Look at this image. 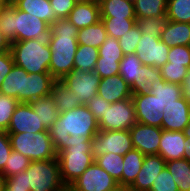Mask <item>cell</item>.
<instances>
[{"label": "cell", "mask_w": 190, "mask_h": 191, "mask_svg": "<svg viewBox=\"0 0 190 191\" xmlns=\"http://www.w3.org/2000/svg\"><path fill=\"white\" fill-rule=\"evenodd\" d=\"M50 33V25L15 6L14 18V42L47 39Z\"/></svg>", "instance_id": "obj_11"}, {"label": "cell", "mask_w": 190, "mask_h": 191, "mask_svg": "<svg viewBox=\"0 0 190 191\" xmlns=\"http://www.w3.org/2000/svg\"><path fill=\"white\" fill-rule=\"evenodd\" d=\"M110 191H133L130 187H126V186H118Z\"/></svg>", "instance_id": "obj_58"}, {"label": "cell", "mask_w": 190, "mask_h": 191, "mask_svg": "<svg viewBox=\"0 0 190 191\" xmlns=\"http://www.w3.org/2000/svg\"><path fill=\"white\" fill-rule=\"evenodd\" d=\"M13 66L14 61L10 50L0 54V88Z\"/></svg>", "instance_id": "obj_53"}, {"label": "cell", "mask_w": 190, "mask_h": 191, "mask_svg": "<svg viewBox=\"0 0 190 191\" xmlns=\"http://www.w3.org/2000/svg\"><path fill=\"white\" fill-rule=\"evenodd\" d=\"M160 40L167 46H190V24L168 20Z\"/></svg>", "instance_id": "obj_23"}, {"label": "cell", "mask_w": 190, "mask_h": 191, "mask_svg": "<svg viewBox=\"0 0 190 191\" xmlns=\"http://www.w3.org/2000/svg\"><path fill=\"white\" fill-rule=\"evenodd\" d=\"M143 66L136 54H126L120 61L119 74L131 86L137 80L139 69Z\"/></svg>", "instance_id": "obj_36"}, {"label": "cell", "mask_w": 190, "mask_h": 191, "mask_svg": "<svg viewBox=\"0 0 190 191\" xmlns=\"http://www.w3.org/2000/svg\"><path fill=\"white\" fill-rule=\"evenodd\" d=\"M10 3V0H0V11Z\"/></svg>", "instance_id": "obj_60"}, {"label": "cell", "mask_w": 190, "mask_h": 191, "mask_svg": "<svg viewBox=\"0 0 190 191\" xmlns=\"http://www.w3.org/2000/svg\"><path fill=\"white\" fill-rule=\"evenodd\" d=\"M144 156L137 149H132L123 156L122 177L118 181L120 186L129 187L135 181L136 176L142 168Z\"/></svg>", "instance_id": "obj_26"}, {"label": "cell", "mask_w": 190, "mask_h": 191, "mask_svg": "<svg viewBox=\"0 0 190 191\" xmlns=\"http://www.w3.org/2000/svg\"><path fill=\"white\" fill-rule=\"evenodd\" d=\"M76 3L85 2L86 0H73Z\"/></svg>", "instance_id": "obj_63"}, {"label": "cell", "mask_w": 190, "mask_h": 191, "mask_svg": "<svg viewBox=\"0 0 190 191\" xmlns=\"http://www.w3.org/2000/svg\"><path fill=\"white\" fill-rule=\"evenodd\" d=\"M60 81L74 93L82 105H86L97 95L101 78L94 71L83 72L73 69Z\"/></svg>", "instance_id": "obj_9"}, {"label": "cell", "mask_w": 190, "mask_h": 191, "mask_svg": "<svg viewBox=\"0 0 190 191\" xmlns=\"http://www.w3.org/2000/svg\"><path fill=\"white\" fill-rule=\"evenodd\" d=\"M150 94L157 98L161 111L165 106L175 103V100L184 96L182 85L166 82L165 80H154Z\"/></svg>", "instance_id": "obj_24"}, {"label": "cell", "mask_w": 190, "mask_h": 191, "mask_svg": "<svg viewBox=\"0 0 190 191\" xmlns=\"http://www.w3.org/2000/svg\"><path fill=\"white\" fill-rule=\"evenodd\" d=\"M11 47V42L5 37V35L0 30V54L9 51Z\"/></svg>", "instance_id": "obj_54"}, {"label": "cell", "mask_w": 190, "mask_h": 191, "mask_svg": "<svg viewBox=\"0 0 190 191\" xmlns=\"http://www.w3.org/2000/svg\"><path fill=\"white\" fill-rule=\"evenodd\" d=\"M48 131L30 103L19 102L11 117L7 133Z\"/></svg>", "instance_id": "obj_13"}, {"label": "cell", "mask_w": 190, "mask_h": 191, "mask_svg": "<svg viewBox=\"0 0 190 191\" xmlns=\"http://www.w3.org/2000/svg\"><path fill=\"white\" fill-rule=\"evenodd\" d=\"M142 34L137 24H135L129 32L118 39L123 54H134L138 42L141 40Z\"/></svg>", "instance_id": "obj_45"}, {"label": "cell", "mask_w": 190, "mask_h": 191, "mask_svg": "<svg viewBox=\"0 0 190 191\" xmlns=\"http://www.w3.org/2000/svg\"><path fill=\"white\" fill-rule=\"evenodd\" d=\"M98 58V48L93 46L89 47L87 45H78L74 58V69L83 72L94 71Z\"/></svg>", "instance_id": "obj_34"}, {"label": "cell", "mask_w": 190, "mask_h": 191, "mask_svg": "<svg viewBox=\"0 0 190 191\" xmlns=\"http://www.w3.org/2000/svg\"><path fill=\"white\" fill-rule=\"evenodd\" d=\"M60 176L68 188L95 160L91 153V142L73 145L57 154Z\"/></svg>", "instance_id": "obj_5"}, {"label": "cell", "mask_w": 190, "mask_h": 191, "mask_svg": "<svg viewBox=\"0 0 190 191\" xmlns=\"http://www.w3.org/2000/svg\"><path fill=\"white\" fill-rule=\"evenodd\" d=\"M188 68L183 65L171 64L167 62L160 68L161 75L166 82L183 85L188 74Z\"/></svg>", "instance_id": "obj_43"}, {"label": "cell", "mask_w": 190, "mask_h": 191, "mask_svg": "<svg viewBox=\"0 0 190 191\" xmlns=\"http://www.w3.org/2000/svg\"><path fill=\"white\" fill-rule=\"evenodd\" d=\"M0 191H30V189L5 188V187L2 185Z\"/></svg>", "instance_id": "obj_57"}, {"label": "cell", "mask_w": 190, "mask_h": 191, "mask_svg": "<svg viewBox=\"0 0 190 191\" xmlns=\"http://www.w3.org/2000/svg\"><path fill=\"white\" fill-rule=\"evenodd\" d=\"M10 51L14 64L27 73H49L52 51L47 39L11 42Z\"/></svg>", "instance_id": "obj_3"}, {"label": "cell", "mask_w": 190, "mask_h": 191, "mask_svg": "<svg viewBox=\"0 0 190 191\" xmlns=\"http://www.w3.org/2000/svg\"><path fill=\"white\" fill-rule=\"evenodd\" d=\"M132 149L134 147L129 130H99L91 140V153L94 160L110 152L124 156Z\"/></svg>", "instance_id": "obj_7"}, {"label": "cell", "mask_w": 190, "mask_h": 191, "mask_svg": "<svg viewBox=\"0 0 190 191\" xmlns=\"http://www.w3.org/2000/svg\"><path fill=\"white\" fill-rule=\"evenodd\" d=\"M12 150L20 152L31 161H43L57 158L49 131L37 133H8Z\"/></svg>", "instance_id": "obj_4"}, {"label": "cell", "mask_w": 190, "mask_h": 191, "mask_svg": "<svg viewBox=\"0 0 190 191\" xmlns=\"http://www.w3.org/2000/svg\"><path fill=\"white\" fill-rule=\"evenodd\" d=\"M182 132H183L184 136L190 140V121Z\"/></svg>", "instance_id": "obj_59"}, {"label": "cell", "mask_w": 190, "mask_h": 191, "mask_svg": "<svg viewBox=\"0 0 190 191\" xmlns=\"http://www.w3.org/2000/svg\"><path fill=\"white\" fill-rule=\"evenodd\" d=\"M99 57L109 60H122L124 57L123 51L119 45L118 39L112 36H107L105 42L99 47Z\"/></svg>", "instance_id": "obj_44"}, {"label": "cell", "mask_w": 190, "mask_h": 191, "mask_svg": "<svg viewBox=\"0 0 190 191\" xmlns=\"http://www.w3.org/2000/svg\"><path fill=\"white\" fill-rule=\"evenodd\" d=\"M18 100L0 93V131H7Z\"/></svg>", "instance_id": "obj_42"}, {"label": "cell", "mask_w": 190, "mask_h": 191, "mask_svg": "<svg viewBox=\"0 0 190 191\" xmlns=\"http://www.w3.org/2000/svg\"><path fill=\"white\" fill-rule=\"evenodd\" d=\"M24 75H28V73L23 68L14 64L2 82L0 93L13 97L18 102H23Z\"/></svg>", "instance_id": "obj_25"}, {"label": "cell", "mask_w": 190, "mask_h": 191, "mask_svg": "<svg viewBox=\"0 0 190 191\" xmlns=\"http://www.w3.org/2000/svg\"><path fill=\"white\" fill-rule=\"evenodd\" d=\"M19 10L51 25L58 18L56 17L49 0H12Z\"/></svg>", "instance_id": "obj_22"}, {"label": "cell", "mask_w": 190, "mask_h": 191, "mask_svg": "<svg viewBox=\"0 0 190 191\" xmlns=\"http://www.w3.org/2000/svg\"><path fill=\"white\" fill-rule=\"evenodd\" d=\"M108 34L105 30V25L102 20L96 24L90 25L86 28L78 29L77 42L78 45L99 47L105 42Z\"/></svg>", "instance_id": "obj_31"}, {"label": "cell", "mask_w": 190, "mask_h": 191, "mask_svg": "<svg viewBox=\"0 0 190 191\" xmlns=\"http://www.w3.org/2000/svg\"><path fill=\"white\" fill-rule=\"evenodd\" d=\"M166 15L170 21L190 24V0H167Z\"/></svg>", "instance_id": "obj_38"}, {"label": "cell", "mask_w": 190, "mask_h": 191, "mask_svg": "<svg viewBox=\"0 0 190 191\" xmlns=\"http://www.w3.org/2000/svg\"><path fill=\"white\" fill-rule=\"evenodd\" d=\"M67 19L77 29L86 28L90 25L96 24L101 20L100 5L89 1L76 3Z\"/></svg>", "instance_id": "obj_21"}, {"label": "cell", "mask_w": 190, "mask_h": 191, "mask_svg": "<svg viewBox=\"0 0 190 191\" xmlns=\"http://www.w3.org/2000/svg\"><path fill=\"white\" fill-rule=\"evenodd\" d=\"M86 1H89V2H95V3L100 4V2H101L102 0H86Z\"/></svg>", "instance_id": "obj_61"}, {"label": "cell", "mask_w": 190, "mask_h": 191, "mask_svg": "<svg viewBox=\"0 0 190 191\" xmlns=\"http://www.w3.org/2000/svg\"><path fill=\"white\" fill-rule=\"evenodd\" d=\"M97 95L110 103H114L131 98L133 94L131 87L120 74H117L101 79Z\"/></svg>", "instance_id": "obj_19"}, {"label": "cell", "mask_w": 190, "mask_h": 191, "mask_svg": "<svg viewBox=\"0 0 190 191\" xmlns=\"http://www.w3.org/2000/svg\"><path fill=\"white\" fill-rule=\"evenodd\" d=\"M78 29L67 18H58L50 25L47 41L52 51L49 73L61 80L74 69V58L78 48Z\"/></svg>", "instance_id": "obj_2"}, {"label": "cell", "mask_w": 190, "mask_h": 191, "mask_svg": "<svg viewBox=\"0 0 190 191\" xmlns=\"http://www.w3.org/2000/svg\"><path fill=\"white\" fill-rule=\"evenodd\" d=\"M182 86L183 95L185 96L186 100L190 103V69L188 70V74Z\"/></svg>", "instance_id": "obj_55"}, {"label": "cell", "mask_w": 190, "mask_h": 191, "mask_svg": "<svg viewBox=\"0 0 190 191\" xmlns=\"http://www.w3.org/2000/svg\"><path fill=\"white\" fill-rule=\"evenodd\" d=\"M100 18H136L131 0H102Z\"/></svg>", "instance_id": "obj_27"}, {"label": "cell", "mask_w": 190, "mask_h": 191, "mask_svg": "<svg viewBox=\"0 0 190 191\" xmlns=\"http://www.w3.org/2000/svg\"><path fill=\"white\" fill-rule=\"evenodd\" d=\"M169 50L170 47L162 42L160 37L145 34L138 42L135 54L143 65L161 68L168 62Z\"/></svg>", "instance_id": "obj_12"}, {"label": "cell", "mask_w": 190, "mask_h": 191, "mask_svg": "<svg viewBox=\"0 0 190 191\" xmlns=\"http://www.w3.org/2000/svg\"><path fill=\"white\" fill-rule=\"evenodd\" d=\"M32 161L15 150L11 151V154L6 161L4 169L0 172L2 178H7L15 174H19L25 171Z\"/></svg>", "instance_id": "obj_39"}, {"label": "cell", "mask_w": 190, "mask_h": 191, "mask_svg": "<svg viewBox=\"0 0 190 191\" xmlns=\"http://www.w3.org/2000/svg\"><path fill=\"white\" fill-rule=\"evenodd\" d=\"M162 131L161 127L137 122L129 129L134 149L139 150L144 155L158 154Z\"/></svg>", "instance_id": "obj_14"}, {"label": "cell", "mask_w": 190, "mask_h": 191, "mask_svg": "<svg viewBox=\"0 0 190 191\" xmlns=\"http://www.w3.org/2000/svg\"><path fill=\"white\" fill-rule=\"evenodd\" d=\"M57 18H67L76 5L73 0H49Z\"/></svg>", "instance_id": "obj_49"}, {"label": "cell", "mask_w": 190, "mask_h": 191, "mask_svg": "<svg viewBox=\"0 0 190 191\" xmlns=\"http://www.w3.org/2000/svg\"><path fill=\"white\" fill-rule=\"evenodd\" d=\"M118 186V181L94 161L68 189L70 191H110Z\"/></svg>", "instance_id": "obj_10"}, {"label": "cell", "mask_w": 190, "mask_h": 191, "mask_svg": "<svg viewBox=\"0 0 190 191\" xmlns=\"http://www.w3.org/2000/svg\"><path fill=\"white\" fill-rule=\"evenodd\" d=\"M133 2L136 19L166 15L167 0H134Z\"/></svg>", "instance_id": "obj_33"}, {"label": "cell", "mask_w": 190, "mask_h": 191, "mask_svg": "<svg viewBox=\"0 0 190 191\" xmlns=\"http://www.w3.org/2000/svg\"><path fill=\"white\" fill-rule=\"evenodd\" d=\"M164 80L160 68L143 65L137 74V80L130 86L133 95L150 93L153 82Z\"/></svg>", "instance_id": "obj_28"}, {"label": "cell", "mask_w": 190, "mask_h": 191, "mask_svg": "<svg viewBox=\"0 0 190 191\" xmlns=\"http://www.w3.org/2000/svg\"><path fill=\"white\" fill-rule=\"evenodd\" d=\"M2 185L5 188L29 189L26 182V171L4 178Z\"/></svg>", "instance_id": "obj_52"}, {"label": "cell", "mask_w": 190, "mask_h": 191, "mask_svg": "<svg viewBox=\"0 0 190 191\" xmlns=\"http://www.w3.org/2000/svg\"><path fill=\"white\" fill-rule=\"evenodd\" d=\"M150 191H179L172 174L166 166L158 174L157 178L154 179Z\"/></svg>", "instance_id": "obj_46"}, {"label": "cell", "mask_w": 190, "mask_h": 191, "mask_svg": "<svg viewBox=\"0 0 190 191\" xmlns=\"http://www.w3.org/2000/svg\"><path fill=\"white\" fill-rule=\"evenodd\" d=\"M111 103L101 98L99 95L92 97L86 107L92 112L97 121H99L104 114L107 106H110Z\"/></svg>", "instance_id": "obj_50"}, {"label": "cell", "mask_w": 190, "mask_h": 191, "mask_svg": "<svg viewBox=\"0 0 190 191\" xmlns=\"http://www.w3.org/2000/svg\"><path fill=\"white\" fill-rule=\"evenodd\" d=\"M187 138L182 131H162L158 154L167 161L185 158L184 142Z\"/></svg>", "instance_id": "obj_20"}, {"label": "cell", "mask_w": 190, "mask_h": 191, "mask_svg": "<svg viewBox=\"0 0 190 191\" xmlns=\"http://www.w3.org/2000/svg\"><path fill=\"white\" fill-rule=\"evenodd\" d=\"M185 158L190 162V140L186 139L184 142Z\"/></svg>", "instance_id": "obj_56"}, {"label": "cell", "mask_w": 190, "mask_h": 191, "mask_svg": "<svg viewBox=\"0 0 190 191\" xmlns=\"http://www.w3.org/2000/svg\"><path fill=\"white\" fill-rule=\"evenodd\" d=\"M56 79L50 73H28L24 75L23 102L30 103L50 95Z\"/></svg>", "instance_id": "obj_18"}, {"label": "cell", "mask_w": 190, "mask_h": 191, "mask_svg": "<svg viewBox=\"0 0 190 191\" xmlns=\"http://www.w3.org/2000/svg\"><path fill=\"white\" fill-rule=\"evenodd\" d=\"M168 62L183 65L190 69V46H171L168 54Z\"/></svg>", "instance_id": "obj_48"}, {"label": "cell", "mask_w": 190, "mask_h": 191, "mask_svg": "<svg viewBox=\"0 0 190 191\" xmlns=\"http://www.w3.org/2000/svg\"><path fill=\"white\" fill-rule=\"evenodd\" d=\"M95 162L110 174L116 181L122 177L123 156L115 153H106L95 159Z\"/></svg>", "instance_id": "obj_37"}, {"label": "cell", "mask_w": 190, "mask_h": 191, "mask_svg": "<svg viewBox=\"0 0 190 191\" xmlns=\"http://www.w3.org/2000/svg\"><path fill=\"white\" fill-rule=\"evenodd\" d=\"M12 151L9 135L6 131H0V172L4 169Z\"/></svg>", "instance_id": "obj_51"}, {"label": "cell", "mask_w": 190, "mask_h": 191, "mask_svg": "<svg viewBox=\"0 0 190 191\" xmlns=\"http://www.w3.org/2000/svg\"><path fill=\"white\" fill-rule=\"evenodd\" d=\"M15 5L10 1L0 11V30L10 42H14Z\"/></svg>", "instance_id": "obj_41"}, {"label": "cell", "mask_w": 190, "mask_h": 191, "mask_svg": "<svg viewBox=\"0 0 190 191\" xmlns=\"http://www.w3.org/2000/svg\"><path fill=\"white\" fill-rule=\"evenodd\" d=\"M121 60H109L99 57L96 62L94 72L101 78H106L119 74Z\"/></svg>", "instance_id": "obj_47"}, {"label": "cell", "mask_w": 190, "mask_h": 191, "mask_svg": "<svg viewBox=\"0 0 190 191\" xmlns=\"http://www.w3.org/2000/svg\"><path fill=\"white\" fill-rule=\"evenodd\" d=\"M2 183H3V178H2V176L0 175V189H1Z\"/></svg>", "instance_id": "obj_62"}, {"label": "cell", "mask_w": 190, "mask_h": 191, "mask_svg": "<svg viewBox=\"0 0 190 191\" xmlns=\"http://www.w3.org/2000/svg\"><path fill=\"white\" fill-rule=\"evenodd\" d=\"M132 101L135 107L136 121L138 123L161 127L162 113L157 98L150 94L132 95Z\"/></svg>", "instance_id": "obj_15"}, {"label": "cell", "mask_w": 190, "mask_h": 191, "mask_svg": "<svg viewBox=\"0 0 190 191\" xmlns=\"http://www.w3.org/2000/svg\"><path fill=\"white\" fill-rule=\"evenodd\" d=\"M161 128L167 131H183L190 121V103L185 96L165 106Z\"/></svg>", "instance_id": "obj_16"}, {"label": "cell", "mask_w": 190, "mask_h": 191, "mask_svg": "<svg viewBox=\"0 0 190 191\" xmlns=\"http://www.w3.org/2000/svg\"><path fill=\"white\" fill-rule=\"evenodd\" d=\"M166 166V161L159 154L145 155L142 168L129 186L133 191H150L154 179Z\"/></svg>", "instance_id": "obj_17"}, {"label": "cell", "mask_w": 190, "mask_h": 191, "mask_svg": "<svg viewBox=\"0 0 190 191\" xmlns=\"http://www.w3.org/2000/svg\"><path fill=\"white\" fill-rule=\"evenodd\" d=\"M105 30L114 39H120L136 24V18H101Z\"/></svg>", "instance_id": "obj_35"}, {"label": "cell", "mask_w": 190, "mask_h": 191, "mask_svg": "<svg viewBox=\"0 0 190 191\" xmlns=\"http://www.w3.org/2000/svg\"><path fill=\"white\" fill-rule=\"evenodd\" d=\"M30 104L47 130L58 119L59 111L51 95L36 99Z\"/></svg>", "instance_id": "obj_30"}, {"label": "cell", "mask_w": 190, "mask_h": 191, "mask_svg": "<svg viewBox=\"0 0 190 191\" xmlns=\"http://www.w3.org/2000/svg\"><path fill=\"white\" fill-rule=\"evenodd\" d=\"M50 95L53 97L59 113L82 105L78 98L74 96V93L60 80H56L53 83Z\"/></svg>", "instance_id": "obj_29"}, {"label": "cell", "mask_w": 190, "mask_h": 191, "mask_svg": "<svg viewBox=\"0 0 190 191\" xmlns=\"http://www.w3.org/2000/svg\"><path fill=\"white\" fill-rule=\"evenodd\" d=\"M135 107L132 98L111 103L98 121L99 130H129L136 124Z\"/></svg>", "instance_id": "obj_8"}, {"label": "cell", "mask_w": 190, "mask_h": 191, "mask_svg": "<svg viewBox=\"0 0 190 191\" xmlns=\"http://www.w3.org/2000/svg\"><path fill=\"white\" fill-rule=\"evenodd\" d=\"M25 171L30 191H64L67 188L61 180L58 158L32 161Z\"/></svg>", "instance_id": "obj_6"}, {"label": "cell", "mask_w": 190, "mask_h": 191, "mask_svg": "<svg viewBox=\"0 0 190 191\" xmlns=\"http://www.w3.org/2000/svg\"><path fill=\"white\" fill-rule=\"evenodd\" d=\"M57 154L73 145L91 142L99 132L98 121L86 105L59 113L48 129Z\"/></svg>", "instance_id": "obj_1"}, {"label": "cell", "mask_w": 190, "mask_h": 191, "mask_svg": "<svg viewBox=\"0 0 190 191\" xmlns=\"http://www.w3.org/2000/svg\"><path fill=\"white\" fill-rule=\"evenodd\" d=\"M166 168L172 174L179 191H190V162L186 158L167 161Z\"/></svg>", "instance_id": "obj_32"}, {"label": "cell", "mask_w": 190, "mask_h": 191, "mask_svg": "<svg viewBox=\"0 0 190 191\" xmlns=\"http://www.w3.org/2000/svg\"><path fill=\"white\" fill-rule=\"evenodd\" d=\"M167 22V15L152 18L136 19V24L138 25L141 34H149V36L152 37H160Z\"/></svg>", "instance_id": "obj_40"}]
</instances>
